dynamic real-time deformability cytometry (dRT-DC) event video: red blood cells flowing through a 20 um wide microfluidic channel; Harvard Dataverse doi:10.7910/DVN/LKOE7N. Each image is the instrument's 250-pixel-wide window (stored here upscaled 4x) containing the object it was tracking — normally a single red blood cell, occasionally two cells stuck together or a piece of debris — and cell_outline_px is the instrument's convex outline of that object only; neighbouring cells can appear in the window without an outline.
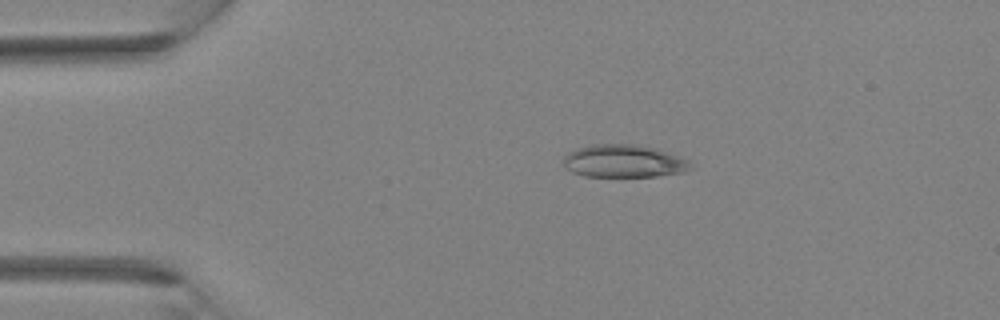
{"species": "Egyptian fruit bat (a non-hibernating species)", "species_latin": "Rousettus aegyptiacus", "temperature_condition": "room temperature", "stored_images_in_passage": 4, "camera_frame_rate_fps": 3000, "um_per_image_px": 0.085, "animal": {"sex": "female"}, "frame": {"image": 1, "passage_image": 3, "time_ms": 0.667, "image_size_px": [1000, 320], "cell_outline_px": [[692, 168], [684, 172], [656, 176], [584, 176], [572, 172], [564, 168], [564, 156], [568, 152], [576, 148], [588, 144], [636, 144], [656, 148], [688, 160], [692, 164]], "centroid_in_image_um": [52.99, 13.69], "position_along_channel_um": 32.0, "area_um2": 24.39}}